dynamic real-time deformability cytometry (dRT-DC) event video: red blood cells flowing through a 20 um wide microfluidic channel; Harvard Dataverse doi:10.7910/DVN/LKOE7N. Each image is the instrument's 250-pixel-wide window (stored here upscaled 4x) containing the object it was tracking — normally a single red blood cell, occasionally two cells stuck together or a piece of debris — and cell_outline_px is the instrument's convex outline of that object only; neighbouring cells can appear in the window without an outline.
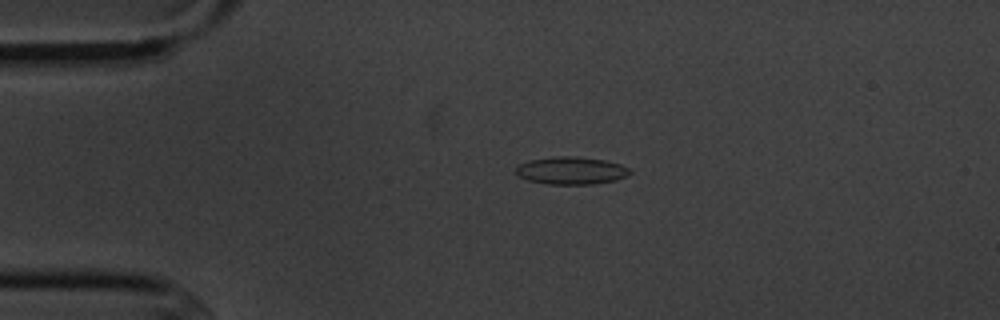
{"species": "common noctule bat (a hibernating species)", "species_latin": "Nyctalus noctula", "temperature_condition": "cold", "stored_images_in_passage": 2, "camera_frame_rate_fps": 3000, "um_per_image_px": 0.085, "animal": {"sex": "male", "body_mass_g": 20.1, "forearm_length_mm": 53.5}, "frame": {"image": 1, "passage_image": 1, "time_ms": 0.0, "image_size_px": [1000, 320], "cell_outline_px": [[632, 172], [616, 180], [592, 184], [548, 184], [528, 180], [520, 176], [516, 172], [516, 164], [528, 160], [556, 156], [576, 156], [604, 160], [620, 164], [628, 168]], "centroid_in_image_um": [48.52, 14.49], "position_along_channel_um": 36.5, "area_um2": 18.26}}